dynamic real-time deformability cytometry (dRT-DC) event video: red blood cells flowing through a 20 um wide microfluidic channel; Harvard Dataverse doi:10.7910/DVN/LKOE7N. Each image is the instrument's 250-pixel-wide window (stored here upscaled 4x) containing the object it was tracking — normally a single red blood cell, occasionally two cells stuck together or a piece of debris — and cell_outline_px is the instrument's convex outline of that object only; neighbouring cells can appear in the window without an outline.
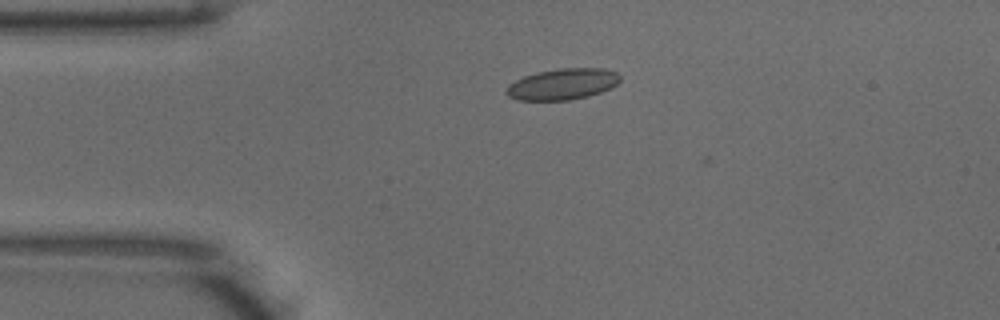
{"species": "common noctule bat (a hibernating species)", "species_latin": "Nyctalus noctula", "temperature_condition": "warm", "stored_images_in_passage": 6, "camera_frame_rate_fps": 3000, "um_per_image_px": 0.085, "animal": {"sex": "male", "body_mass_g": 18.8}, "frame": {"image": 1, "passage_image": 1, "time_ms": 0.0, "image_size_px": [1000, 320], "cell_outline_px": [[620, 80], [616, 84], [600, 92], [588, 96], [568, 100], [516, 100], [508, 96], [504, 92], [508, 84], [524, 76], [536, 72], [560, 68], [604, 68], [616, 72], [620, 76]], "centroid_in_image_um": [47.77, 7.15], "position_along_channel_um": 37.2, "area_um2": 20.63}}